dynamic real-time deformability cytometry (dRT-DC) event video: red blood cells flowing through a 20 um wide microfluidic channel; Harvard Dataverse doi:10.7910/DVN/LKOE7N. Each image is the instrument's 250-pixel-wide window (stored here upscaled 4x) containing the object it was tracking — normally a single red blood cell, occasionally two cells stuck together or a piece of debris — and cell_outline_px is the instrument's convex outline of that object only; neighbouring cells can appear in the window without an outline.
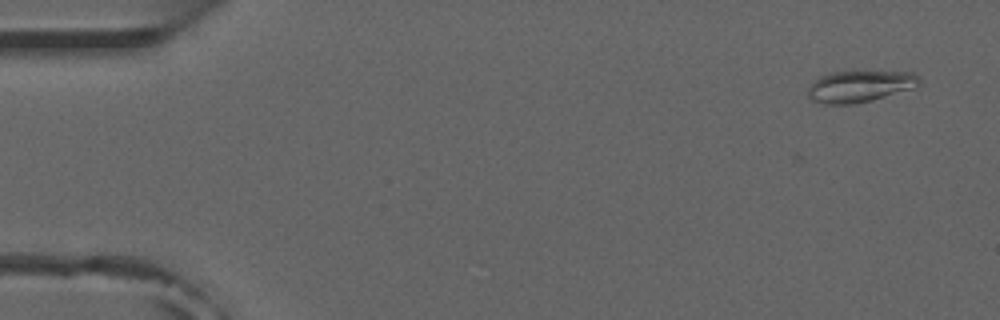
{"species": "common noctule bat (a hibernating species)", "species_latin": "Nyctalus noctula", "temperature_condition": "room temperature", "stored_images_in_passage": 51, "camera_frame_rate_fps": 3000, "um_per_image_px": 0.085, "animal": {"sex": "male", "forearm_length_mm": 52.5}, "frame": {"image": 1, "passage_image": 1, "time_ms": 0.0, "image_size_px": [1000, 320], "cell_outline_px": [[920, 84], [916, 88], [872, 100], [852, 104], [824, 104], [812, 100], [808, 96], [808, 88], [820, 76], [828, 72], [916, 72], [920, 76]], "centroid_in_image_um": [73.13, 7.34], "position_along_channel_um": 11.9, "area_um2": 20.52}}
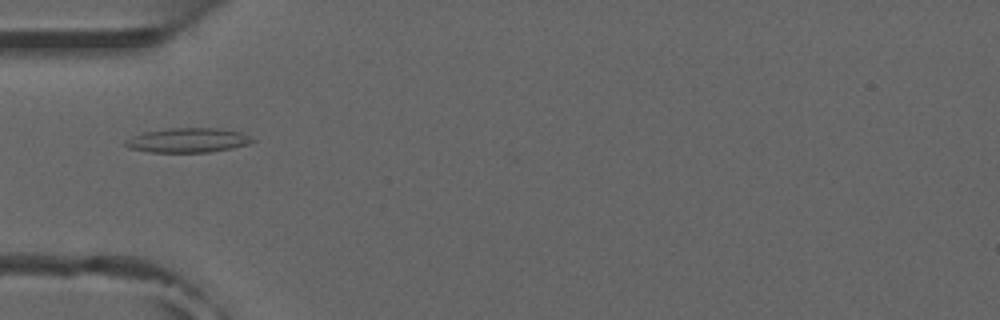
{"frame": {"image": 2, "passage_image": 15, "time_ms": 4.667, "image_size_px": [1000, 320], "cell_outline_px": [[256, 140], [248, 144], [232, 148], [208, 152], [148, 152], [128, 148], [124, 144], [124, 140], [132, 136], [144, 132], [168, 128], [220, 128], [240, 132]], "centroid_in_image_um": [15.93, 11.92], "position_along_channel_um": 69.1, "area_um2": 18.15}, "authors_computed_cell_mechanics": {"area_um2": 15.5482, "velocity_mm_per_s": 3.9019, "shape_relaxation_time_tau1_ms": null, "shape_relaxation_time_tau2_ms": 4.2238, "deformation_change_tau1": null, "deformation_change_tau2": 0.1292}}